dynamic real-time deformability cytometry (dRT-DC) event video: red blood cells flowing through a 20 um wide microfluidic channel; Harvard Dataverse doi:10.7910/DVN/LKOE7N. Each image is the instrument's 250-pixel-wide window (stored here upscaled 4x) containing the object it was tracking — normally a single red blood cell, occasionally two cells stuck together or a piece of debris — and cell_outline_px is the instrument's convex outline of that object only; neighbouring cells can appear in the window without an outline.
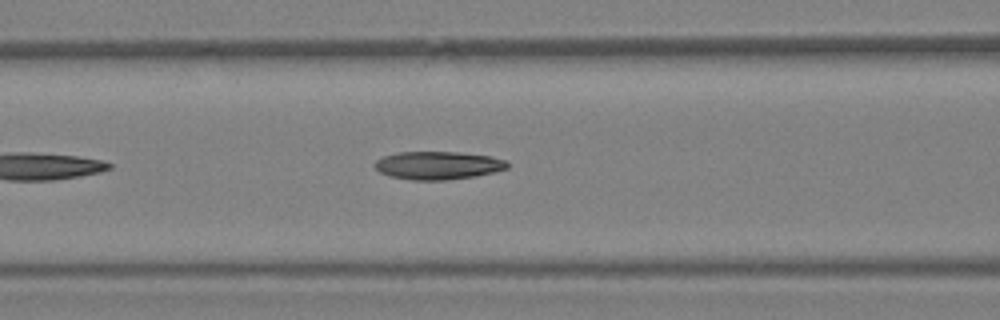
{"species": "Egyptian fruit bat (a non-hibernating species)", "species_latin": "Rousettus aegyptiacus", "temperature_condition": "warm", "stored_images_in_passage": 20, "camera_frame_rate_fps": 3000, "um_per_image_px": 0.085, "animal": {"sex": "female"}, "frame": {"image": 1, "passage_image": 15, "time_ms": 4.667, "image_size_px": [1000, 320], "cell_outline_px": [[508, 168], [476, 176], [444, 180], [412, 180], [388, 176], [380, 172], [372, 164], [376, 160], [384, 156], [396, 152], [456, 152], [492, 156], [508, 160]], "centroid_in_image_um": [37.22, 14.05], "position_along_channel_um": 129.4, "area_um2": 21.79}}